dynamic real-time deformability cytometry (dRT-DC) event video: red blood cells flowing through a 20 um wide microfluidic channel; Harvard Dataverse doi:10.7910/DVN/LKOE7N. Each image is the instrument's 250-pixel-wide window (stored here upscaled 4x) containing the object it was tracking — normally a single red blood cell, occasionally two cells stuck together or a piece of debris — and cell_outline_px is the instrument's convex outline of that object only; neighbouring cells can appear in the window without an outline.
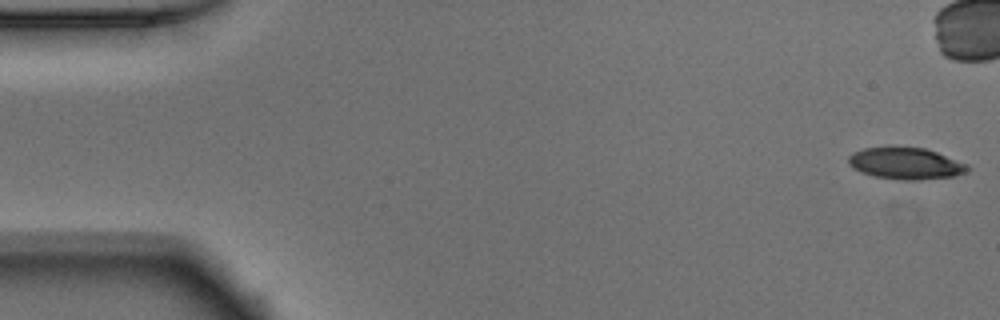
{"species": "Egyptian fruit bat (a non-hibernating species)", "species_latin": "Rousettus aegyptiacus", "temperature_condition": "warm", "stored_images_in_passage": 52, "camera_frame_rate_fps": 3000, "um_per_image_px": 0.085, "animal": {"sex": "male"}, "frame": {"image": 1, "passage_image": 1, "time_ms": 0.0, "image_size_px": [1000, 320], "cell_outline_px": [[972, 168], [968, 172], [956, 176], [920, 180], [900, 180], [876, 176], [860, 172], [852, 168], [848, 164], [848, 156], [852, 152], [864, 148], [892, 144], [924, 148], [936, 152], [968, 164]], "centroid_in_image_um": [76.97, 13.86], "position_along_channel_um": 8.0, "area_um2": 22.83}}
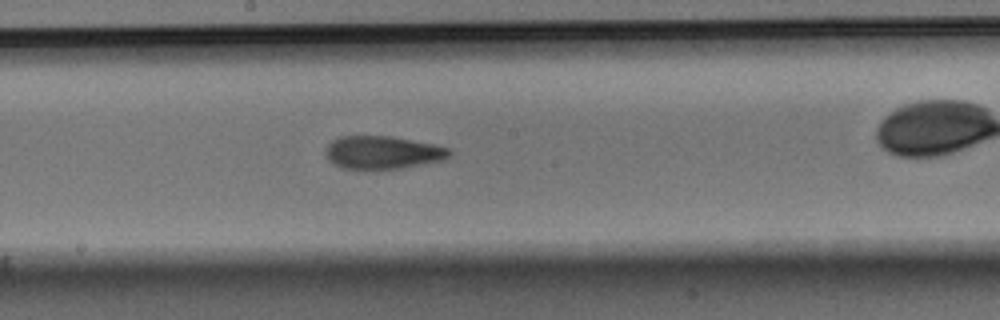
{"frame": {"image": 2, "passage_image": 27, "time_ms": 8.667, "image_size_px": [1000, 320], "cell_outline_px": [[452, 156], [448, 160], [404, 168], [340, 168], [328, 160], [324, 152], [328, 144], [332, 140], [340, 136], [392, 136], [432, 144], [448, 148], [452, 152]], "centroid_in_image_um": [32.56, 12.96], "position_along_channel_um": 215.6, "area_um2": 23.99}}
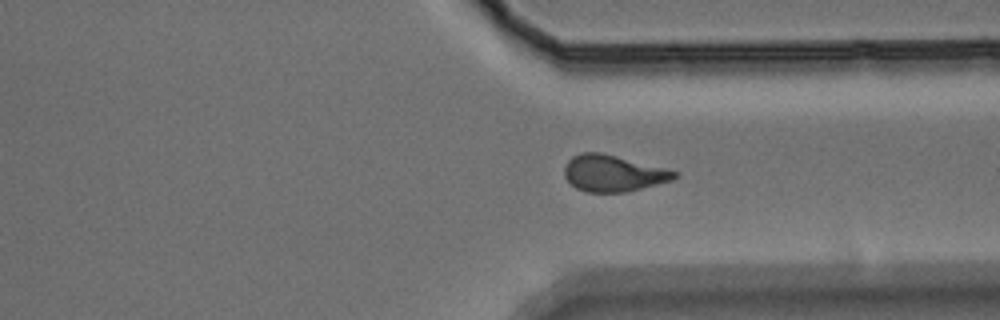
{"frame": {"image": 3, "passage_image": 38, "time_ms": 12.333, "image_size_px": [1000, 320], "cell_outline_px": [[680, 176], [672, 180], [624, 192], [588, 192], [576, 188], [564, 176], [564, 168], [568, 160], [572, 156], [580, 152], [600, 152], [680, 172]], "centroid_in_image_um": [52.11, 14.72], "position_along_channel_um": 359.3, "area_um2": 23.18}, "authors_computed_cell_mechanics": {"area_um2": 23.5246, "velocity_mm_per_s": 3.9189, "shape_relaxation_time_tau1_ms": 7.3876, "shape_relaxation_time_tau2_ms": 2.3756, "deformation_change_tau1": 0.2272, "deformation_change_tau2": 0.0994}}